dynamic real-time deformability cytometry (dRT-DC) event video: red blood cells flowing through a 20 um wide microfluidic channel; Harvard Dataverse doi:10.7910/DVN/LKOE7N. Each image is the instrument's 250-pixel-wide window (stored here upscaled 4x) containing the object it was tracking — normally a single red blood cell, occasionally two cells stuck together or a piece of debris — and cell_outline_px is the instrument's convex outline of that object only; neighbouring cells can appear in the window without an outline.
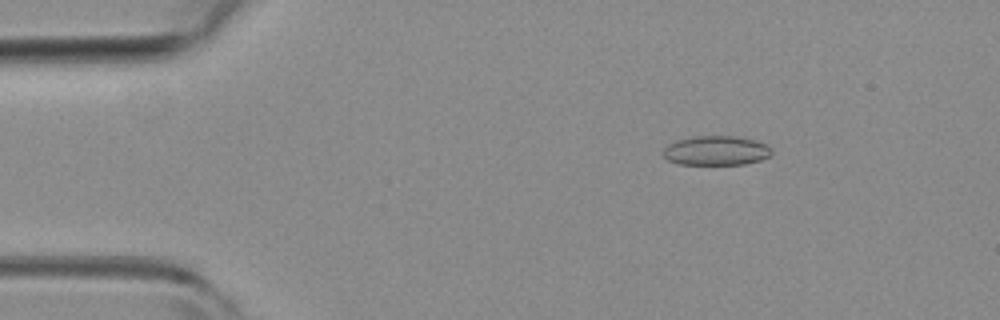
{"species": "common noctule bat (a hibernating species)", "species_latin": "Nyctalus noctula", "temperature_condition": "room temperature", "stored_images_in_passage": 46, "camera_frame_rate_fps": 3000, "um_per_image_px": 0.085, "animal": {"sex": "female", "body_mass_g": 19.3, "forearm_length_mm": 54.1}, "frame": {"image": 1, "passage_image": 2, "time_ms": 0.333, "image_size_px": [1000, 320], "cell_outline_px": [[772, 156], [760, 160], [744, 164], [680, 164], [668, 160], [664, 156], [664, 148], [668, 144], [676, 140], [696, 136], [732, 136], [756, 140], [768, 144], [772, 148]], "centroid_in_image_um": [60.92, 12.8], "position_along_channel_um": 24.1, "area_um2": 18.67}}
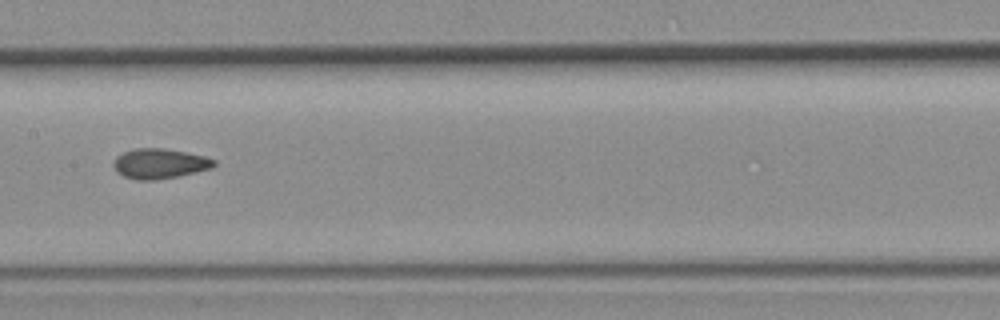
{"frame": {"image": 2, "passage_image": 20, "time_ms": 6.333, "image_size_px": [1000, 320], "cell_outline_px": [[216, 164], [212, 168], [176, 176], [152, 180], [136, 180], [124, 176], [116, 172], [112, 164], [116, 156], [124, 152], [136, 148], [164, 148], [204, 156], [216, 160]], "centroid_in_image_um": [13.53, 13.9], "position_along_channel_um": 193.9, "area_um2": 17.46}}
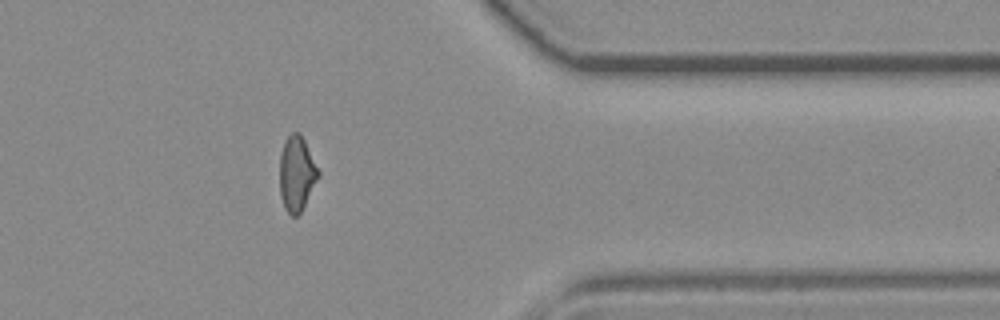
{"frame": {"image": 3, "passage_image": 36, "time_ms": 11.667, "image_size_px": [1000, 320], "cell_outline_px": [[320, 176], [300, 212], [296, 216], [292, 216], [284, 208], [280, 196], [280, 156], [284, 140], [292, 132], [300, 132], [320, 172]], "centroid_in_image_um": [25.21, 14.75], "position_along_channel_um": 386.2, "area_um2": 16.82}, "authors_computed_cell_mechanics": {"area_um2": 17.34, "velocity_mm_per_s": 3.9567, "shape_relaxation_time_tau1_ms": null, "shape_relaxation_time_tau2_ms": 1.5723, "deformation_change_tau1": null, "deformation_change_tau2": 0.0751}}